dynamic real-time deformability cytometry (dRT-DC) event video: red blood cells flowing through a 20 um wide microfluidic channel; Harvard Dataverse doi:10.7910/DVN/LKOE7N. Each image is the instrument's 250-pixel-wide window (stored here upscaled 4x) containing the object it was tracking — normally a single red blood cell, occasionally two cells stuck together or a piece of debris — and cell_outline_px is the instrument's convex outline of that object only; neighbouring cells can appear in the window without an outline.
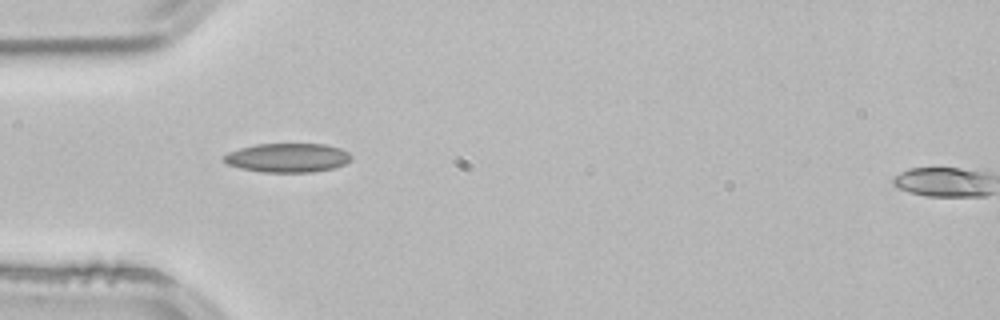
{"species": "common noctule bat (a hibernating species)", "species_latin": "Nyctalus noctula", "temperature_condition": "room temperature", "stored_images_in_passage": 3, "camera_frame_rate_fps": 3000, "um_per_image_px": 0.085, "animal": {"sex": "male", "body_mass_g": 21.5, "forearm_length_mm": 52.0}, "frame": {"image": 1, "passage_image": 3, "time_ms": 0.667, "image_size_px": [1000, 320], "cell_outline_px": [[352, 160], [344, 164], [332, 168], [312, 172], [264, 172], [240, 168], [228, 164], [220, 160], [220, 156], [228, 152], [240, 148], [256, 144], [324, 144], [340, 148], [348, 152], [352, 156]], "centroid_in_image_um": [24.41, 13.4], "position_along_channel_um": 60.6, "area_um2": 21.68}}